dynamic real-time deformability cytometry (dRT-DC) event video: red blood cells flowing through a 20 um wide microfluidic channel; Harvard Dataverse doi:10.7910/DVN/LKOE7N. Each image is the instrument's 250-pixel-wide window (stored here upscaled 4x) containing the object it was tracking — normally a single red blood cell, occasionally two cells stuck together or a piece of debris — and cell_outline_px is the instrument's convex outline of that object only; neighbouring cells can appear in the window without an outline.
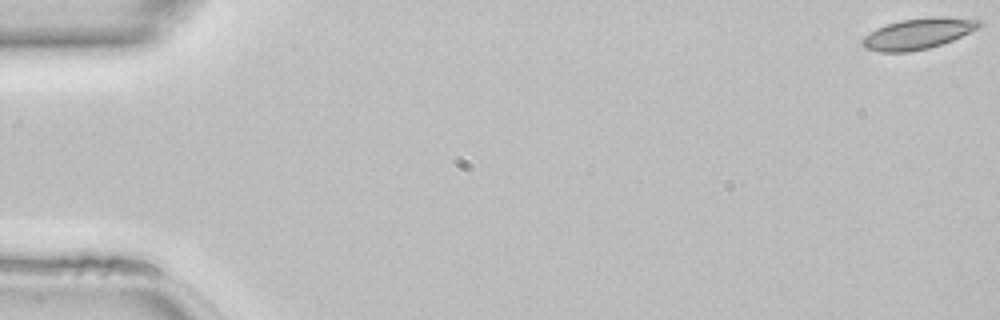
{"species": "common noctule bat (a hibernating species)", "species_latin": "Nyctalus noctula", "temperature_condition": "room temperature", "stored_images_in_passage": 48, "camera_frame_rate_fps": 3000, "um_per_image_px": 0.085, "animal": {"sex": "female", "body_mass_g": 22.7, "forearm_length_mm": 54.2}, "frame": {"image": 1, "passage_image": 1, "time_ms": 0.0, "image_size_px": [1000, 320], "cell_outline_px": [[984, 24], [980, 28], [952, 40], [928, 48], [908, 52], [880, 52], [864, 48], [860, 44], [860, 40], [864, 36], [876, 28], [900, 20], [980, 20]], "centroid_in_image_um": [77.91, 2.94], "position_along_channel_um": 7.1, "area_um2": 19.88}}
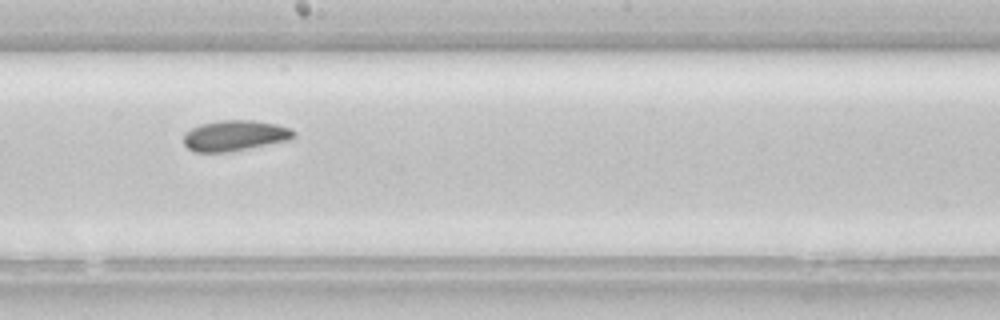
{"frame": {"image": 2, "passage_image": 27, "time_ms": 8.667, "image_size_px": [1000, 320], "cell_outline_px": [[296, 136], [292, 140], [228, 152], [196, 152], [188, 148], [184, 144], [184, 132], [200, 124], [220, 120], [256, 120], [276, 124], [292, 128], [296, 132]], "centroid_in_image_um": [20.01, 11.52], "position_along_channel_um": 228.2, "area_um2": 19.94}}
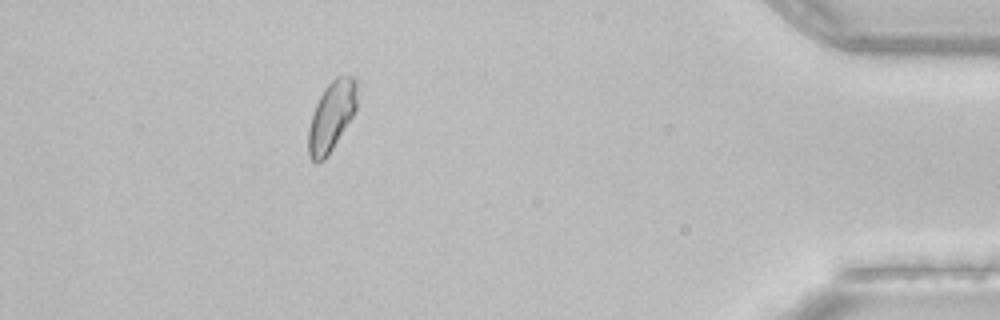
{"frame": {"image": 3, "passage_image": 43, "time_ms": 14.0, "image_size_px": [1000, 320], "cell_outline_px": [[356, 108], [352, 116], [332, 148], [324, 160], [316, 164], [308, 156], [308, 128], [312, 112], [324, 88], [336, 76], [356, 76]], "centroid_in_image_um": [28.14, 9.88], "position_along_channel_um": 407.1, "area_um2": 19.59}}